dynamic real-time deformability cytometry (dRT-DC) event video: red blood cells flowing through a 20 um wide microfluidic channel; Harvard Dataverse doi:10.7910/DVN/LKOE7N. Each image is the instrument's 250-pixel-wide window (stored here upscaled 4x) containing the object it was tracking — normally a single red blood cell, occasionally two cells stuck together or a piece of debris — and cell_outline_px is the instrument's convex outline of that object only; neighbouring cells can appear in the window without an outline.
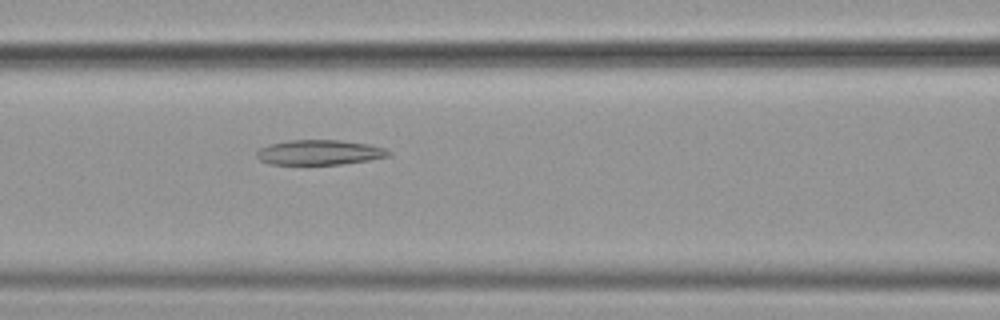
{"species": "common noctule bat (a hibernating species)", "species_latin": "Nyctalus noctula", "temperature_condition": "cold", "stored_images_in_passage": 35, "camera_frame_rate_fps": 3000, "um_per_image_px": 0.085, "animal": {"sex": "female", "body_mass_g": 19.9}, "frame": {"image": 1, "passage_image": 8, "time_ms": 2.333, "image_size_px": [1000, 320], "cell_outline_px": [[392, 156], [368, 160], [340, 164], [268, 164], [260, 160], [256, 156], [256, 152], [260, 148], [272, 144], [288, 140], [340, 140], [368, 144], [384, 148], [392, 152]], "centroid_in_image_um": [27.17, 12.95], "position_along_channel_um": 139.4, "area_um2": 19.13}}
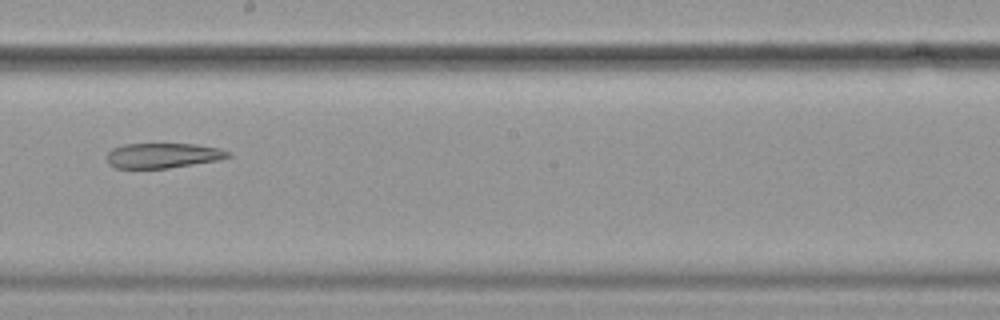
{"frame": {"image": 2, "passage_image": 16, "time_ms": 5.0, "image_size_px": [1000, 320], "cell_outline_px": [[232, 156], [220, 160], [168, 168], [116, 168], [108, 164], [108, 152], [112, 148], [124, 144], [196, 144], [220, 148], [228, 152]], "centroid_in_image_um": [13.86, 13.22], "position_along_channel_um": 234.3, "area_um2": 17.69}}
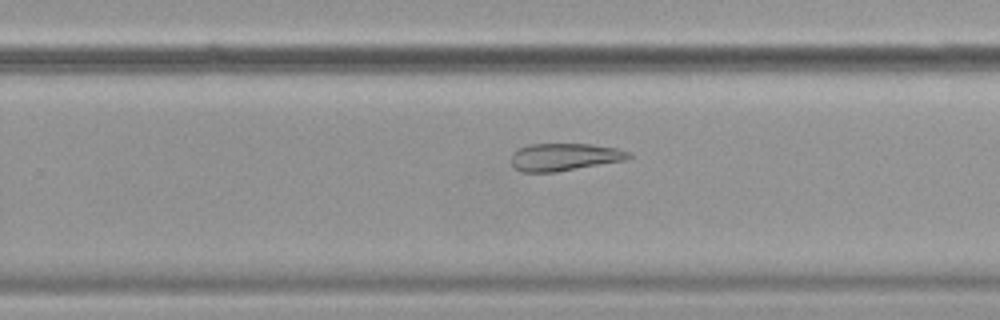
{"frame": {"image": 3, "passage_image": 20, "time_ms": 6.333, "image_size_px": [1000, 320], "cell_outline_px": [[632, 156], [628, 160], [556, 172], [524, 172], [512, 168], [512, 152], [528, 144], [592, 144], [616, 148], [632, 152]], "centroid_in_image_um": [48.01, 13.35], "position_along_channel_um": 281.8, "area_um2": 19.07}}